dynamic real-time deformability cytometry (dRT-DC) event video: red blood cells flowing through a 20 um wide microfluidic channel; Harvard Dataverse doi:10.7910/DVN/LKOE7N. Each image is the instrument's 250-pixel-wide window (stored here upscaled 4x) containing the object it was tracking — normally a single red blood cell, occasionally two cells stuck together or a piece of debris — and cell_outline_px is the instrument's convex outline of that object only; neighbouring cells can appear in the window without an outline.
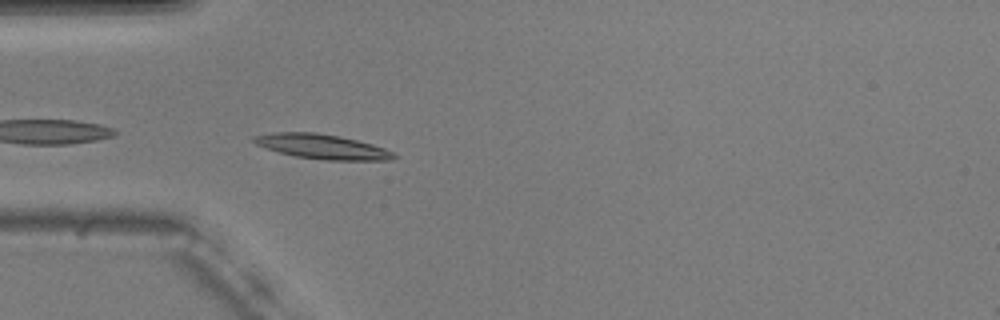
{"species": "common noctule bat (a hibernating species)", "species_latin": "Nyctalus noctula", "temperature_condition": "warm", "stored_images_in_passage": 41, "camera_frame_rate_fps": 3000, "um_per_image_px": 0.085, "animal": {"sex": "male", "body_mass_g": 20.5, "forearm_length_mm": 52.5}, "frame": {"image": 1, "passage_image": 2, "time_ms": 0.333, "image_size_px": [1000, 320], "cell_outline_px": [[400, 156], [392, 160], [324, 160], [296, 156], [264, 148], [256, 144], [252, 140], [252, 136], [272, 132], [316, 132], [340, 136], [372, 144], [384, 148]], "centroid_in_image_um": [27.38, 12.45], "position_along_channel_um": 57.6, "area_um2": 20.23}}
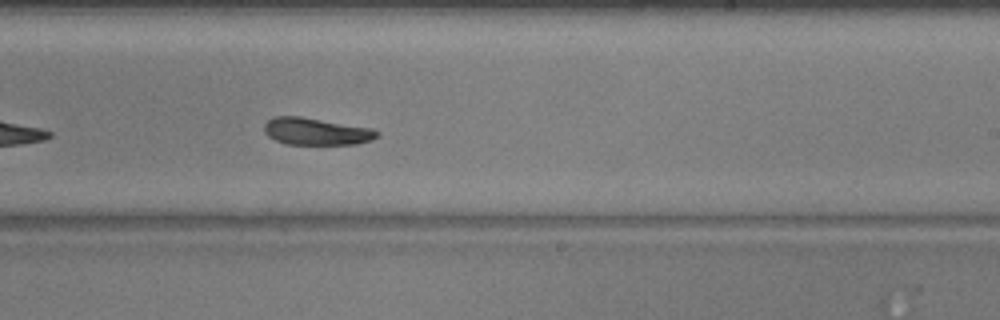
{"frame": {"image": 2, "passage_image": 19, "time_ms": 6.0, "image_size_px": [1000, 320], "cell_outline_px": [[380, 136], [372, 140], [356, 144], [288, 144], [276, 140], [268, 136], [264, 132], [264, 124], [272, 116], [300, 116], [372, 128], [380, 132]], "centroid_in_image_um": [26.89, 11.16], "position_along_channel_um": 262.1, "area_um2": 17.92}}
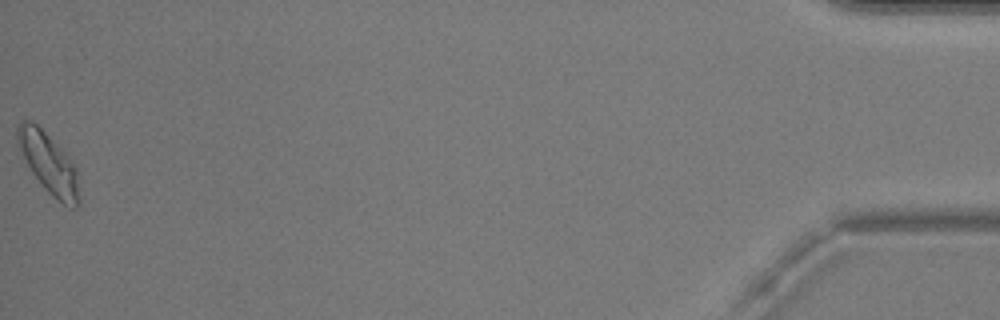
{"frame": {"image": 3, "passage_image": 41, "time_ms": 13.333, "image_size_px": [1000, 320], "cell_outline_px": [[80, 204], [76, 208], [68, 208], [52, 196], [44, 188], [32, 172], [16, 144], [16, 124], [20, 120], [32, 120], [68, 156], [76, 168], [80, 200]], "centroid_in_image_um": [4.12, 13.89], "position_along_channel_um": 431.1, "area_um2": 21.79}, "authors_computed_cell_mechanics": {"area_um2": 18.6694, "velocity_mm_per_s": 3.6657, "shape_relaxation_time_tau1_ms": 4.7973, "shape_relaxation_time_tau2_ms": null, "deformation_change_tau1": 0.1263, "deformation_change_tau2": null}}